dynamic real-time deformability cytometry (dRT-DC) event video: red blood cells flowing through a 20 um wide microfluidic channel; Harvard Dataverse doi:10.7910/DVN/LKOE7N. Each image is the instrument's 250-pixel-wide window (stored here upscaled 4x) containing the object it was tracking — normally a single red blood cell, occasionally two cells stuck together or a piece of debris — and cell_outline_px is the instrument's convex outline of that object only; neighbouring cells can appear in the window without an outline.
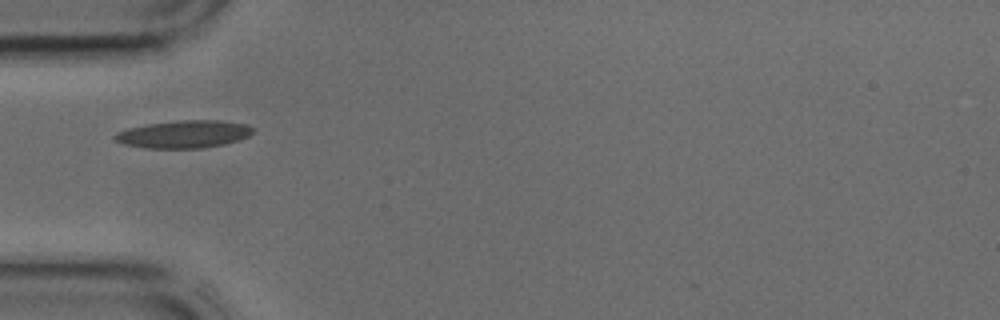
{"species": "common noctule bat (a hibernating species)", "species_latin": "Nyctalus noctula", "temperature_condition": "cold", "stored_images_in_passage": 30, "camera_frame_rate_fps": 3000, "um_per_image_px": 0.085, "animal": {"sex": "male", "body_mass_g": 17.9, "forearm_length_mm": 54.2}, "frame": {"image": 1, "passage_image": 1, "time_ms": 0.0, "image_size_px": [1000, 320], "cell_outline_px": [[252, 132], [248, 136], [224, 144], [200, 148], [144, 148], [124, 144], [116, 140], [112, 136], [116, 132], [128, 128], [148, 124], [184, 120], [220, 120], [244, 124], [252, 128]], "centroid_in_image_um": [15.58, 11.41], "position_along_channel_um": 69.4, "area_um2": 21.91}}
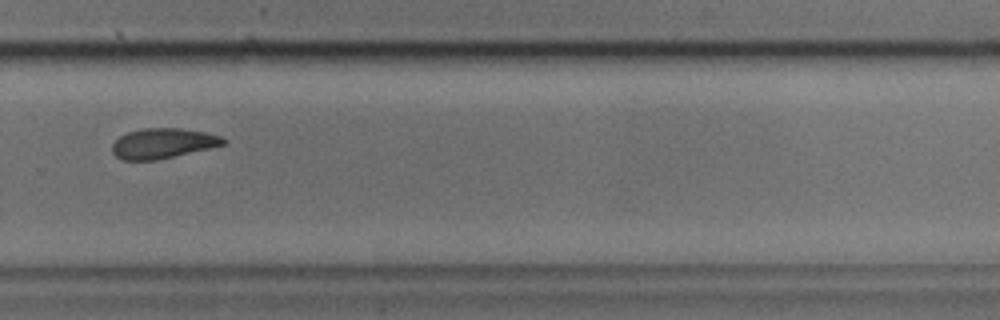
{"frame": {"image": 2, "passage_image": 17, "time_ms": 5.333, "image_size_px": [1000, 320], "cell_outline_px": [[228, 140], [224, 144], [212, 148], [156, 160], [124, 160], [116, 156], [112, 152], [112, 144], [120, 136], [128, 132], [144, 128], [180, 128], [204, 132], [220, 136]], "centroid_in_image_um": [13.85, 12.19], "position_along_channel_um": 315.9, "area_um2": 19.48}}
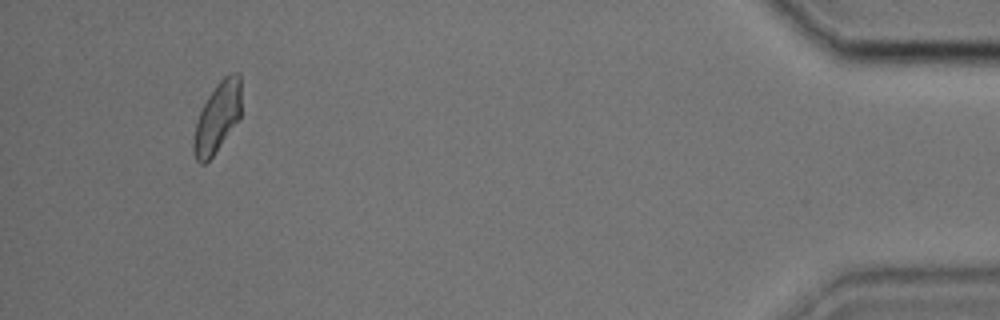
{"frame": {"image": 3, "passage_image": 28, "time_ms": 9.0, "image_size_px": [1000, 320], "cell_outline_px": [[240, 120], [212, 156], [204, 164], [200, 164], [196, 160], [192, 152], [192, 140], [196, 124], [200, 112], [208, 96], [216, 84], [224, 76], [232, 72], [236, 72], [240, 76]], "centroid_in_image_um": [18.46, 10.0], "position_along_channel_um": 416.7, "area_um2": 19.54}}